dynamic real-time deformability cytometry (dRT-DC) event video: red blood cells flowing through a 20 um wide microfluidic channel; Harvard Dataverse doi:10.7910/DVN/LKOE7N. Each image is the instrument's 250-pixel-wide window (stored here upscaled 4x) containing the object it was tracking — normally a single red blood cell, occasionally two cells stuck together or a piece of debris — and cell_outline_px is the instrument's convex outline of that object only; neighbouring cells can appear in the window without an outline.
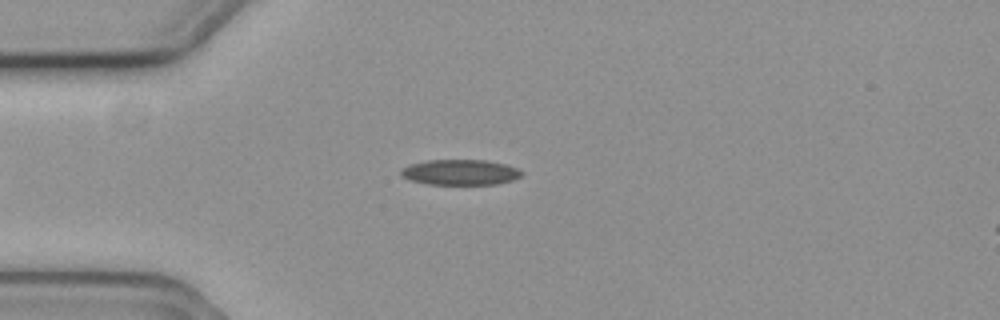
{"species": "common noctule bat (a hibernating species)", "species_latin": "Nyctalus noctula", "temperature_condition": "cold", "stored_images_in_passage": 5, "camera_frame_rate_fps": 3000, "um_per_image_px": 0.085, "animal": {"sex": "female", "body_mass_g": 19.3, "forearm_length_mm": 54.1}, "frame": {"image": 1, "passage_image": 3, "time_ms": 0.667, "image_size_px": [1000, 320], "cell_outline_px": [[524, 172], [520, 176], [512, 180], [496, 184], [428, 184], [408, 180], [400, 176], [400, 168], [408, 164], [428, 160], [488, 160], [504, 164], [516, 168]], "centroid_in_image_um": [39.05, 14.64], "position_along_channel_um": 45.9, "area_um2": 18.03}}
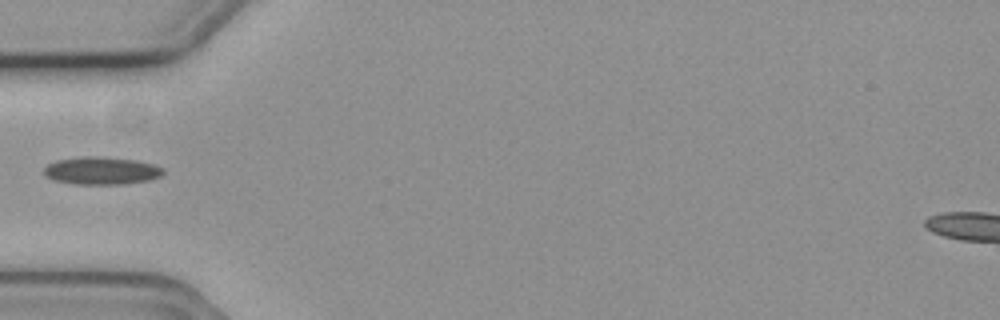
{"frame": {"image": 2, "passage_image": 4, "time_ms": 1.0, "image_size_px": [1000, 320], "cell_outline_px": [[164, 172], [160, 176], [148, 180], [124, 184], [76, 184], [52, 180], [44, 176], [44, 168], [48, 164], [56, 160], [84, 156], [100, 156], [136, 160], [152, 164], [164, 168]], "centroid_in_image_um": [8.59, 14.51], "position_along_channel_um": 76.4, "area_um2": 19.31}}
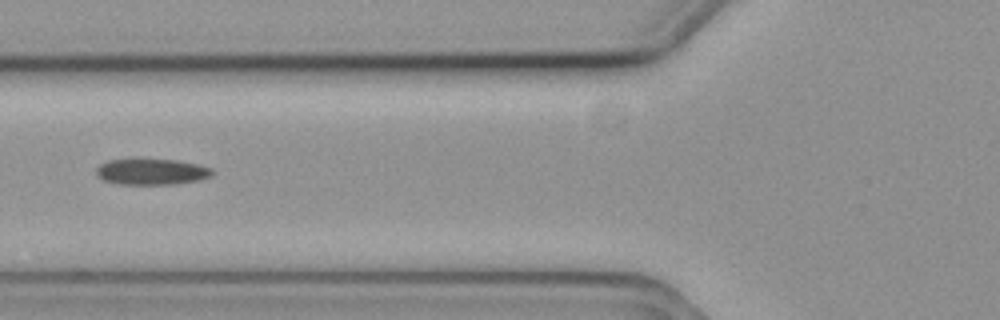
{"frame": {"image": 3, "passage_image": 5, "time_ms": 1.333, "image_size_px": [1000, 320], "cell_outline_px": [[216, 172], [212, 176], [200, 180], [172, 184], [120, 184], [104, 180], [96, 176], [96, 168], [100, 164], [108, 160], [136, 156], [176, 160], [196, 164], [212, 168]], "centroid_in_image_um": [12.86, 14.55], "position_along_channel_um": 112.9, "area_um2": 18.44}}